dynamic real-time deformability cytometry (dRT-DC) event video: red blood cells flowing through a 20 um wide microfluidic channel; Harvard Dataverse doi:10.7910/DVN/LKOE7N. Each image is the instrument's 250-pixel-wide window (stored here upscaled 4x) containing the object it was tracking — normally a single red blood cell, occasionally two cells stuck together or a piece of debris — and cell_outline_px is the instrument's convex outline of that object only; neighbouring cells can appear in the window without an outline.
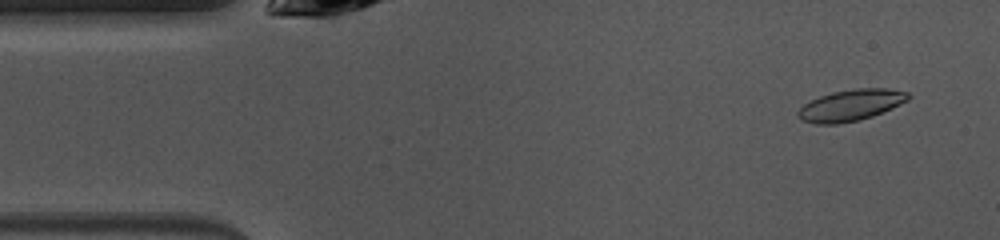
{"species": "common noctule bat (a hibernating species)", "species_latin": "Nyctalus noctula", "temperature_condition": "warm", "stored_images_in_passage": 48, "camera_frame_rate_fps": 3000, "um_per_image_px": 0.085, "animal": {"sex": "female", "body_mass_g": 10.0, "forearm_length_mm": 53.1}, "frame": {"image": 1, "passage_image": 3, "time_ms": 0.667, "image_size_px": [1000, 240], "cell_outline_px": [[912, 96], [908, 100], [892, 108], [872, 116], [856, 120], [836, 124], [816, 124], [800, 120], [796, 116], [796, 112], [804, 104], [820, 96], [832, 92], [856, 88], [888, 88], [908, 92]], "centroid_in_image_um": [72.31, 8.94], "position_along_channel_um": 12.7, "area_um2": 20.11}}
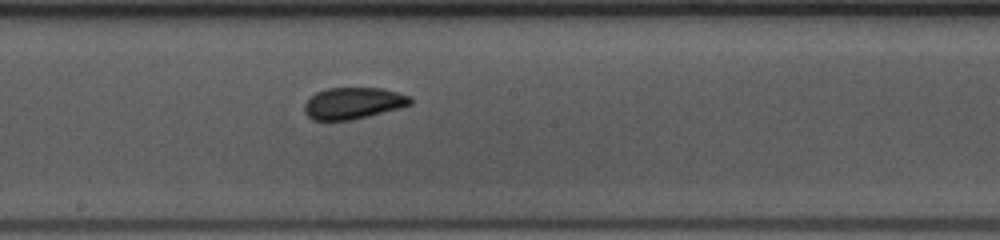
{"frame": {"image": 2, "passage_image": 24, "time_ms": 7.667, "image_size_px": [1000, 240], "cell_outline_px": [[412, 104], [400, 108], [352, 120], [312, 120], [304, 112], [304, 104], [316, 92], [328, 88], [380, 88], [412, 96]], "centroid_in_image_um": [30.03, 8.77], "position_along_channel_um": 218.2, "area_um2": 19.48}}
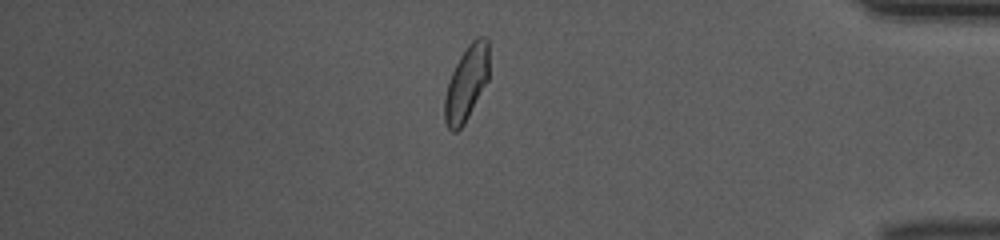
{"frame": {"image": 3, "passage_image": 40, "time_ms": 13.0, "image_size_px": [1000, 240], "cell_outline_px": [[488, 80], [464, 124], [456, 132], [452, 132], [448, 128], [444, 120], [444, 96], [452, 72], [460, 56], [468, 44], [476, 36], [484, 36], [488, 40]], "centroid_in_image_um": [39.64, 7.07], "position_along_channel_um": 395.6, "area_um2": 19.31}, "authors_computed_cell_mechanics": {"area_um2": 19.4786, "velocity_mm_per_s": 4.0317, "shape_relaxation_time_tau1_ms": 6.534, "shape_relaxation_time_tau2_ms": 4.9909, "deformation_change_tau1": 0.1491, "deformation_change_tau2": 0.0446}}